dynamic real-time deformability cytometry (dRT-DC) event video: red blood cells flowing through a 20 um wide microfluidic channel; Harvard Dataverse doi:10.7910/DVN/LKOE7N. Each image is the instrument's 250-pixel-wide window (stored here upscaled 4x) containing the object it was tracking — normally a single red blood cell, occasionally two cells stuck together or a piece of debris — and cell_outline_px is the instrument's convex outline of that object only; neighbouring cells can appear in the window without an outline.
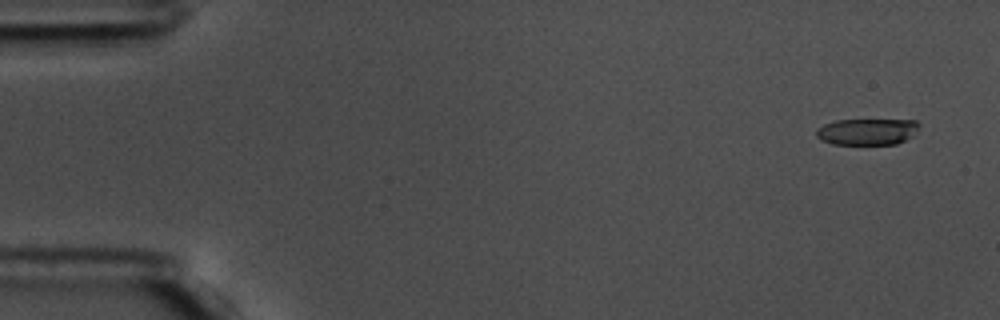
{"species": "common noctule bat (a hibernating species)", "species_latin": "Nyctalus noctula", "temperature_condition": "warm", "stored_images_in_passage": 11, "camera_frame_rate_fps": 3000, "um_per_image_px": 0.085, "animal": {"sex": "male", "body_mass_g": 17.5, "forearm_length_mm": 52.3}, "frame": {"image": 1, "passage_image": 4, "time_ms": 1.0, "image_size_px": [1000, 320], "cell_outline_px": [[920, 124], [912, 136], [896, 144], [832, 144], [820, 140], [816, 136], [816, 128], [824, 124], [836, 120], [916, 120]], "centroid_in_image_um": [73.67, 11.19], "position_along_channel_um": 11.3, "area_um2": 15.84}}